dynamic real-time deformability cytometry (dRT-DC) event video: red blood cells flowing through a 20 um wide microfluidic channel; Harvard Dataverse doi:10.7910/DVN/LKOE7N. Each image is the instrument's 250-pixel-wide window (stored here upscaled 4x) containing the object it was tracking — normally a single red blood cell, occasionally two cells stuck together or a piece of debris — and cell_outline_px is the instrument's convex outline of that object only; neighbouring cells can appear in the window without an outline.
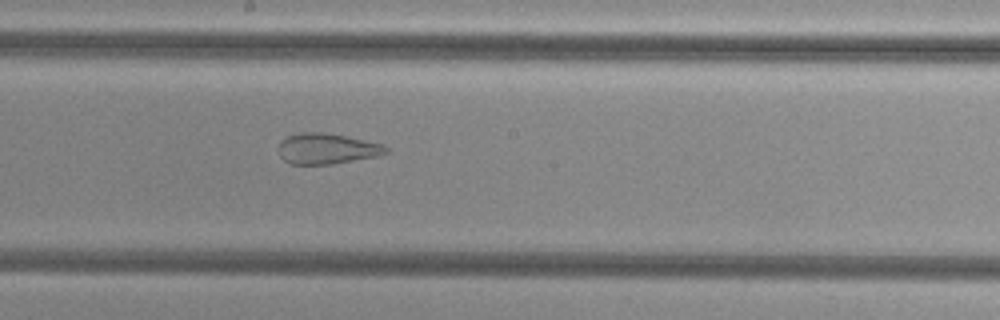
{"species": "common noctule bat (a hibernating species)", "species_latin": "Nyctalus noctula", "temperature_condition": "cold", "stored_images_in_passage": 47, "camera_frame_rate_fps": 3000, "um_per_image_px": 0.085, "animal": {"sex": "female", "body_mass_g": 29.2, "forearm_length_mm": 56.3}, "frame": {"image": 1, "passage_image": 23, "time_ms": 7.333, "image_size_px": [1000, 320], "cell_outline_px": [[388, 152], [376, 156], [332, 164], [292, 164], [284, 160], [280, 156], [280, 140], [284, 136], [296, 132], [320, 132], [344, 136], [380, 144], [388, 148]], "centroid_in_image_um": [27.71, 12.63], "position_along_channel_um": 220.5, "area_um2": 18.96}}
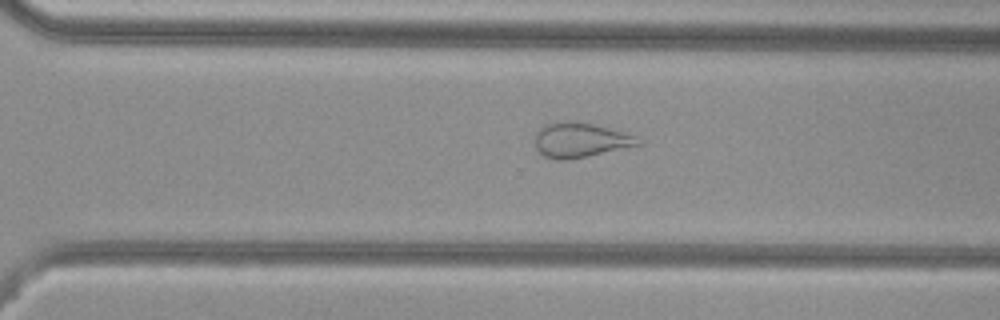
{"frame": {"image": 2, "passage_image": 31, "time_ms": 10.0, "image_size_px": [1000, 320], "cell_outline_px": [[644, 144], [588, 156], [568, 160], [556, 160], [544, 156], [536, 148], [536, 132], [544, 124], [556, 120], [572, 120], [592, 124], [624, 132], [636, 136]], "centroid_in_image_um": [49.31, 11.89], "position_along_channel_um": 321.3, "area_um2": 21.1}}
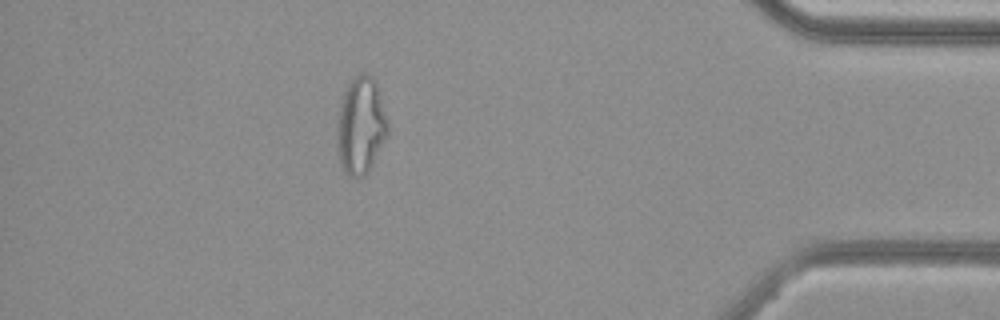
{"frame": {"image": 3, "passage_image": 41, "time_ms": 13.333, "image_size_px": [1000, 320], "cell_outline_px": [[388, 132], [368, 172], [360, 180], [348, 176], [340, 168], [336, 144], [336, 128], [340, 104], [344, 92], [348, 84], [360, 72], [364, 72], [372, 76], [376, 80], [388, 120]], "centroid_in_image_um": [30.64, 10.71], "position_along_channel_um": 404.6, "area_um2": 29.25}, "authors_computed_cell_mechanics": {"area_um2": 27.5706, "velocity_mm_per_s": 3.7964, "shape_relaxation_time_tau1_ms": null, "shape_relaxation_time_tau2_ms": 1.3015, "deformation_change_tau1": null, "deformation_change_tau2": 0.0929}}